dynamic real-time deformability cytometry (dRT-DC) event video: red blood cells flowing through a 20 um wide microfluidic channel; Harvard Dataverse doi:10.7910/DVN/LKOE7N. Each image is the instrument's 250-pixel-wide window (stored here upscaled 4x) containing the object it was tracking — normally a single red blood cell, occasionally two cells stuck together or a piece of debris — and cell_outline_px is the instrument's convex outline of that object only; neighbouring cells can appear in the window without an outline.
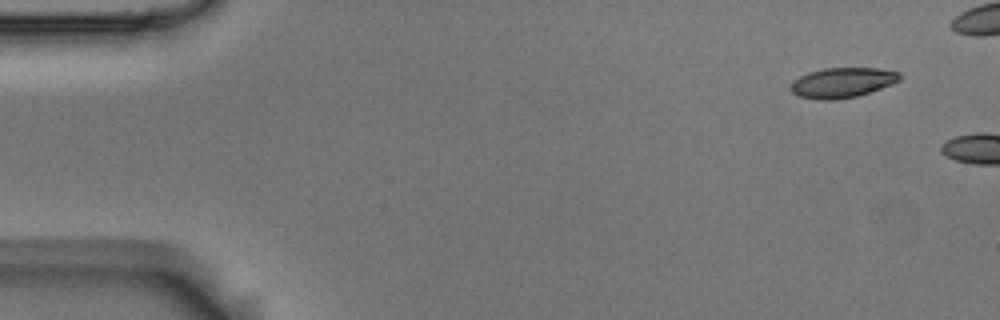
{"species": "Egyptian fruit bat (a non-hibernating species)", "species_latin": "Rousettus aegyptiacus", "temperature_condition": "room temperature", "stored_images_in_passage": 2, "camera_frame_rate_fps": 3000, "um_per_image_px": 0.085, "animal": {"sex": "male"}, "frame": {"image": 1, "passage_image": 1, "time_ms": 0.0, "image_size_px": [1000, 320], "cell_outline_px": [[900, 80], [892, 84], [856, 96], [836, 100], [816, 100], [796, 96], [788, 88], [792, 80], [808, 72], [824, 68], [880, 68], [900, 72]], "centroid_in_image_um": [71.53, 7.02], "position_along_channel_um": 13.5, "area_um2": 19.31}}